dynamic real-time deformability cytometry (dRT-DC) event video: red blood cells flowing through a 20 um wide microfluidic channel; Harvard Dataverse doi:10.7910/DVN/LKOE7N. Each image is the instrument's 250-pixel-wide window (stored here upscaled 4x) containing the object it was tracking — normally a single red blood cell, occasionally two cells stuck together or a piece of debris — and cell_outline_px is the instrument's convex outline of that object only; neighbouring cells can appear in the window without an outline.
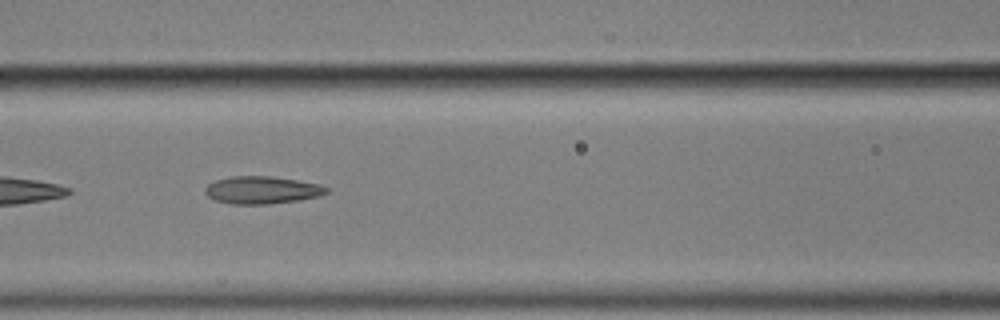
{"species": "common noctule bat (a hibernating species)", "species_latin": "Nyctalus noctula", "temperature_condition": "cold", "stored_images_in_passage": 33, "camera_frame_rate_fps": 3000, "um_per_image_px": 0.085, "animal": {"sex": "male", "body_mass_g": 17.9}, "frame": {"image": 1, "passage_image": 24, "time_ms": 7.667, "image_size_px": [1000, 320], "cell_outline_px": [[328, 192], [320, 196], [300, 200], [268, 204], [232, 204], [216, 200], [208, 196], [204, 192], [204, 188], [208, 184], [216, 180], [232, 176], [272, 176], [320, 184], [328, 188]], "centroid_in_image_um": [22.27, 16.15], "position_along_channel_um": 144.3, "area_um2": 19.48}}